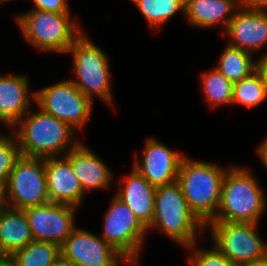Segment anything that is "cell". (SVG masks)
Masks as SVG:
<instances>
[{
	"instance_id": "6da1fadb",
	"label": "cell",
	"mask_w": 267,
	"mask_h": 266,
	"mask_svg": "<svg viewBox=\"0 0 267 266\" xmlns=\"http://www.w3.org/2000/svg\"><path fill=\"white\" fill-rule=\"evenodd\" d=\"M29 110L12 128L23 156L51 158L65 156L80 141L64 121L42 111Z\"/></svg>"
},
{
	"instance_id": "7a4b0ae2",
	"label": "cell",
	"mask_w": 267,
	"mask_h": 266,
	"mask_svg": "<svg viewBox=\"0 0 267 266\" xmlns=\"http://www.w3.org/2000/svg\"><path fill=\"white\" fill-rule=\"evenodd\" d=\"M248 169L230 164L222 182L218 212L212 221L259 223L266 211V195Z\"/></svg>"
},
{
	"instance_id": "3957f363",
	"label": "cell",
	"mask_w": 267,
	"mask_h": 266,
	"mask_svg": "<svg viewBox=\"0 0 267 266\" xmlns=\"http://www.w3.org/2000/svg\"><path fill=\"white\" fill-rule=\"evenodd\" d=\"M228 167L194 160L188 156L181 162L177 182L189 209L205 227L218 212L222 182Z\"/></svg>"
},
{
	"instance_id": "277c9868",
	"label": "cell",
	"mask_w": 267,
	"mask_h": 266,
	"mask_svg": "<svg viewBox=\"0 0 267 266\" xmlns=\"http://www.w3.org/2000/svg\"><path fill=\"white\" fill-rule=\"evenodd\" d=\"M153 228L183 248L198 242L199 232L206 231V227L189 209L177 181L156 187L153 221L147 229Z\"/></svg>"
},
{
	"instance_id": "5b68a950",
	"label": "cell",
	"mask_w": 267,
	"mask_h": 266,
	"mask_svg": "<svg viewBox=\"0 0 267 266\" xmlns=\"http://www.w3.org/2000/svg\"><path fill=\"white\" fill-rule=\"evenodd\" d=\"M21 35L41 52L64 53L82 34L83 29L70 13L30 9L15 17Z\"/></svg>"
},
{
	"instance_id": "8992f818",
	"label": "cell",
	"mask_w": 267,
	"mask_h": 266,
	"mask_svg": "<svg viewBox=\"0 0 267 266\" xmlns=\"http://www.w3.org/2000/svg\"><path fill=\"white\" fill-rule=\"evenodd\" d=\"M73 57L71 81L91 101L96 96L108 105H113L109 56L93 43L86 34H81L69 47Z\"/></svg>"
},
{
	"instance_id": "52a82bcc",
	"label": "cell",
	"mask_w": 267,
	"mask_h": 266,
	"mask_svg": "<svg viewBox=\"0 0 267 266\" xmlns=\"http://www.w3.org/2000/svg\"><path fill=\"white\" fill-rule=\"evenodd\" d=\"M109 205L100 236L130 264L138 266L148 229L118 196L114 195Z\"/></svg>"
},
{
	"instance_id": "ba28073f",
	"label": "cell",
	"mask_w": 267,
	"mask_h": 266,
	"mask_svg": "<svg viewBox=\"0 0 267 266\" xmlns=\"http://www.w3.org/2000/svg\"><path fill=\"white\" fill-rule=\"evenodd\" d=\"M258 223H232L211 221L212 243L230 261L239 266H248L267 258V244L259 237Z\"/></svg>"
},
{
	"instance_id": "9c48e42d",
	"label": "cell",
	"mask_w": 267,
	"mask_h": 266,
	"mask_svg": "<svg viewBox=\"0 0 267 266\" xmlns=\"http://www.w3.org/2000/svg\"><path fill=\"white\" fill-rule=\"evenodd\" d=\"M8 207L26 209L50 202L45 174V159L21 155L6 183Z\"/></svg>"
},
{
	"instance_id": "30bf717a",
	"label": "cell",
	"mask_w": 267,
	"mask_h": 266,
	"mask_svg": "<svg viewBox=\"0 0 267 266\" xmlns=\"http://www.w3.org/2000/svg\"><path fill=\"white\" fill-rule=\"evenodd\" d=\"M92 102L71 79L35 91V105L74 130L82 129L90 120Z\"/></svg>"
},
{
	"instance_id": "8fae6325",
	"label": "cell",
	"mask_w": 267,
	"mask_h": 266,
	"mask_svg": "<svg viewBox=\"0 0 267 266\" xmlns=\"http://www.w3.org/2000/svg\"><path fill=\"white\" fill-rule=\"evenodd\" d=\"M61 255L76 266H119L120 262L135 266L101 236L81 228H75L67 237Z\"/></svg>"
},
{
	"instance_id": "7c38bea8",
	"label": "cell",
	"mask_w": 267,
	"mask_h": 266,
	"mask_svg": "<svg viewBox=\"0 0 267 266\" xmlns=\"http://www.w3.org/2000/svg\"><path fill=\"white\" fill-rule=\"evenodd\" d=\"M78 208L49 202L24 209L34 240L62 246L77 227L75 213Z\"/></svg>"
},
{
	"instance_id": "4fadbf2b",
	"label": "cell",
	"mask_w": 267,
	"mask_h": 266,
	"mask_svg": "<svg viewBox=\"0 0 267 266\" xmlns=\"http://www.w3.org/2000/svg\"><path fill=\"white\" fill-rule=\"evenodd\" d=\"M143 156L132 167L155 187L177 181L181 162L185 157L179 151L167 147L153 137L144 142Z\"/></svg>"
},
{
	"instance_id": "5bb4252c",
	"label": "cell",
	"mask_w": 267,
	"mask_h": 266,
	"mask_svg": "<svg viewBox=\"0 0 267 266\" xmlns=\"http://www.w3.org/2000/svg\"><path fill=\"white\" fill-rule=\"evenodd\" d=\"M229 37V45L251 54L267 44V12L242 5L221 36Z\"/></svg>"
},
{
	"instance_id": "9a60e30c",
	"label": "cell",
	"mask_w": 267,
	"mask_h": 266,
	"mask_svg": "<svg viewBox=\"0 0 267 266\" xmlns=\"http://www.w3.org/2000/svg\"><path fill=\"white\" fill-rule=\"evenodd\" d=\"M47 192L50 202L79 208L86 196L65 156L45 158Z\"/></svg>"
},
{
	"instance_id": "2e32d148",
	"label": "cell",
	"mask_w": 267,
	"mask_h": 266,
	"mask_svg": "<svg viewBox=\"0 0 267 266\" xmlns=\"http://www.w3.org/2000/svg\"><path fill=\"white\" fill-rule=\"evenodd\" d=\"M29 90L27 76L0 75V120L10 129L30 110L31 101L35 102V92L29 94Z\"/></svg>"
},
{
	"instance_id": "e0dca14e",
	"label": "cell",
	"mask_w": 267,
	"mask_h": 266,
	"mask_svg": "<svg viewBox=\"0 0 267 266\" xmlns=\"http://www.w3.org/2000/svg\"><path fill=\"white\" fill-rule=\"evenodd\" d=\"M65 157L82 186L83 192L101 190L110 187L113 174L104 161L96 153L80 142Z\"/></svg>"
},
{
	"instance_id": "ac0fdd59",
	"label": "cell",
	"mask_w": 267,
	"mask_h": 266,
	"mask_svg": "<svg viewBox=\"0 0 267 266\" xmlns=\"http://www.w3.org/2000/svg\"><path fill=\"white\" fill-rule=\"evenodd\" d=\"M243 0H185L184 17L187 24L199 28L222 26L226 30Z\"/></svg>"
},
{
	"instance_id": "d6986e66",
	"label": "cell",
	"mask_w": 267,
	"mask_h": 266,
	"mask_svg": "<svg viewBox=\"0 0 267 266\" xmlns=\"http://www.w3.org/2000/svg\"><path fill=\"white\" fill-rule=\"evenodd\" d=\"M119 180L120 186L115 195L127 204L148 228L153 221L156 187L151 185L133 167L129 175Z\"/></svg>"
},
{
	"instance_id": "ffe728a7",
	"label": "cell",
	"mask_w": 267,
	"mask_h": 266,
	"mask_svg": "<svg viewBox=\"0 0 267 266\" xmlns=\"http://www.w3.org/2000/svg\"><path fill=\"white\" fill-rule=\"evenodd\" d=\"M33 240L24 210L7 207L0 211V252L3 256L11 257Z\"/></svg>"
},
{
	"instance_id": "44dd1931",
	"label": "cell",
	"mask_w": 267,
	"mask_h": 266,
	"mask_svg": "<svg viewBox=\"0 0 267 266\" xmlns=\"http://www.w3.org/2000/svg\"><path fill=\"white\" fill-rule=\"evenodd\" d=\"M253 54L227 44L215 66L232 83L238 82L256 70ZM253 57V58H252ZM254 60V61H253Z\"/></svg>"
},
{
	"instance_id": "7402d4cb",
	"label": "cell",
	"mask_w": 267,
	"mask_h": 266,
	"mask_svg": "<svg viewBox=\"0 0 267 266\" xmlns=\"http://www.w3.org/2000/svg\"><path fill=\"white\" fill-rule=\"evenodd\" d=\"M141 15L147 20L150 29L162 28L176 13L184 16L185 0H131Z\"/></svg>"
},
{
	"instance_id": "603a6c76",
	"label": "cell",
	"mask_w": 267,
	"mask_h": 266,
	"mask_svg": "<svg viewBox=\"0 0 267 266\" xmlns=\"http://www.w3.org/2000/svg\"><path fill=\"white\" fill-rule=\"evenodd\" d=\"M204 99L211 107L231 106L234 83L227 79L216 67L201 75Z\"/></svg>"
},
{
	"instance_id": "cb8c5ba5",
	"label": "cell",
	"mask_w": 267,
	"mask_h": 266,
	"mask_svg": "<svg viewBox=\"0 0 267 266\" xmlns=\"http://www.w3.org/2000/svg\"><path fill=\"white\" fill-rule=\"evenodd\" d=\"M60 256V246L33 240L26 247L16 251L11 258L16 266H51Z\"/></svg>"
},
{
	"instance_id": "d4e9b609",
	"label": "cell",
	"mask_w": 267,
	"mask_h": 266,
	"mask_svg": "<svg viewBox=\"0 0 267 266\" xmlns=\"http://www.w3.org/2000/svg\"><path fill=\"white\" fill-rule=\"evenodd\" d=\"M265 100H267V89L257 70L234 83L232 106L241 104L248 108H254Z\"/></svg>"
},
{
	"instance_id": "484cf974",
	"label": "cell",
	"mask_w": 267,
	"mask_h": 266,
	"mask_svg": "<svg viewBox=\"0 0 267 266\" xmlns=\"http://www.w3.org/2000/svg\"><path fill=\"white\" fill-rule=\"evenodd\" d=\"M21 156L18 140L13 133L0 135V182L7 183L16 160Z\"/></svg>"
},
{
	"instance_id": "4316f807",
	"label": "cell",
	"mask_w": 267,
	"mask_h": 266,
	"mask_svg": "<svg viewBox=\"0 0 267 266\" xmlns=\"http://www.w3.org/2000/svg\"><path fill=\"white\" fill-rule=\"evenodd\" d=\"M197 243L186 247L191 253L188 255V265L190 266H239L224 256L218 248L212 244V248H198ZM193 251V252H192Z\"/></svg>"
},
{
	"instance_id": "83f0119b",
	"label": "cell",
	"mask_w": 267,
	"mask_h": 266,
	"mask_svg": "<svg viewBox=\"0 0 267 266\" xmlns=\"http://www.w3.org/2000/svg\"><path fill=\"white\" fill-rule=\"evenodd\" d=\"M33 8L56 13H70L67 0H32Z\"/></svg>"
},
{
	"instance_id": "f1b7e54d",
	"label": "cell",
	"mask_w": 267,
	"mask_h": 266,
	"mask_svg": "<svg viewBox=\"0 0 267 266\" xmlns=\"http://www.w3.org/2000/svg\"><path fill=\"white\" fill-rule=\"evenodd\" d=\"M256 70L260 73L267 89V52H264L259 60L256 59Z\"/></svg>"
},
{
	"instance_id": "f546056e",
	"label": "cell",
	"mask_w": 267,
	"mask_h": 266,
	"mask_svg": "<svg viewBox=\"0 0 267 266\" xmlns=\"http://www.w3.org/2000/svg\"><path fill=\"white\" fill-rule=\"evenodd\" d=\"M243 5L255 11L267 12V0H243Z\"/></svg>"
},
{
	"instance_id": "4dcf8cb0",
	"label": "cell",
	"mask_w": 267,
	"mask_h": 266,
	"mask_svg": "<svg viewBox=\"0 0 267 266\" xmlns=\"http://www.w3.org/2000/svg\"><path fill=\"white\" fill-rule=\"evenodd\" d=\"M257 155L267 170V137L256 148Z\"/></svg>"
},
{
	"instance_id": "1f68e13d",
	"label": "cell",
	"mask_w": 267,
	"mask_h": 266,
	"mask_svg": "<svg viewBox=\"0 0 267 266\" xmlns=\"http://www.w3.org/2000/svg\"><path fill=\"white\" fill-rule=\"evenodd\" d=\"M7 207L6 183L0 182V211Z\"/></svg>"
},
{
	"instance_id": "d6a6232c",
	"label": "cell",
	"mask_w": 267,
	"mask_h": 266,
	"mask_svg": "<svg viewBox=\"0 0 267 266\" xmlns=\"http://www.w3.org/2000/svg\"><path fill=\"white\" fill-rule=\"evenodd\" d=\"M51 266H76L70 260H67L62 255Z\"/></svg>"
},
{
	"instance_id": "836d02e7",
	"label": "cell",
	"mask_w": 267,
	"mask_h": 266,
	"mask_svg": "<svg viewBox=\"0 0 267 266\" xmlns=\"http://www.w3.org/2000/svg\"><path fill=\"white\" fill-rule=\"evenodd\" d=\"M0 266H16L11 257H2L0 258Z\"/></svg>"
},
{
	"instance_id": "e575fe53",
	"label": "cell",
	"mask_w": 267,
	"mask_h": 266,
	"mask_svg": "<svg viewBox=\"0 0 267 266\" xmlns=\"http://www.w3.org/2000/svg\"><path fill=\"white\" fill-rule=\"evenodd\" d=\"M248 266H267V258H264L263 260H260L254 264H250Z\"/></svg>"
},
{
	"instance_id": "d590c367",
	"label": "cell",
	"mask_w": 267,
	"mask_h": 266,
	"mask_svg": "<svg viewBox=\"0 0 267 266\" xmlns=\"http://www.w3.org/2000/svg\"><path fill=\"white\" fill-rule=\"evenodd\" d=\"M9 1H12V0H0V3H1V5H2L3 3H7V2H9Z\"/></svg>"
}]
</instances>
